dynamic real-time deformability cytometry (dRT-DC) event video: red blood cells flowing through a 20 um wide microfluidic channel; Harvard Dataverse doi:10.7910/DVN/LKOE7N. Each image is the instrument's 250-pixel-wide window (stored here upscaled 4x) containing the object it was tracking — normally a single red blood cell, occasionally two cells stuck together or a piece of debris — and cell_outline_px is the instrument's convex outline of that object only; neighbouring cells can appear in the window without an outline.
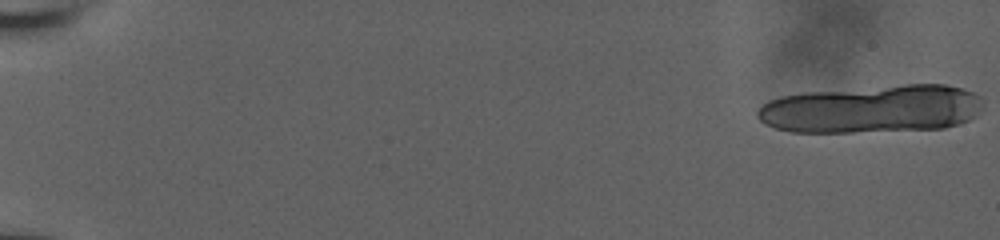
{"species": "human", "species_latin": "Homo sapiens", "temperature_condition": "room temperature", "stored_images_in_passage": 29, "camera_frame_rate_fps": 3000, "um_per_image_px": 0.085, "donor": {"sex": "male"}, "frame": {"image": 1, "passage_image": 1, "time_ms": 0.0, "image_size_px": [1000, 240], "cell_outline_px": [[984, 108], [968, 120], [960, 124], [944, 128], [852, 132], [792, 132], [776, 128], [764, 124], [756, 116], [756, 112], [768, 100], [780, 96], [808, 92], [904, 84], [944, 84], [964, 88], [980, 96], [984, 100]], "centroid_in_image_um": [74.16, 9.26], "position_along_channel_um": 10.8, "area_um2": 63.41}}
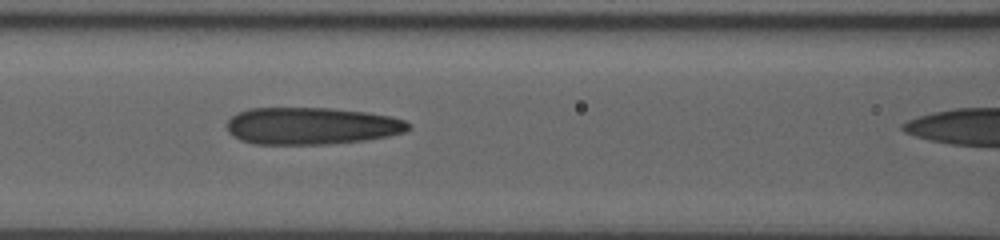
{"frame": {"image": 2, "passage_image": 25, "time_ms": 8.0, "image_size_px": [1000, 240], "cell_outline_px": [[412, 128], [404, 132], [388, 136], [368, 140], [328, 144], [256, 144], [240, 140], [232, 136], [228, 132], [228, 120], [236, 112], [248, 108], [332, 108], [368, 112], [388, 116], [404, 120], [412, 124]], "centroid_in_image_um": [26.48, 10.7], "position_along_channel_um": 140.1, "area_um2": 39.59}}
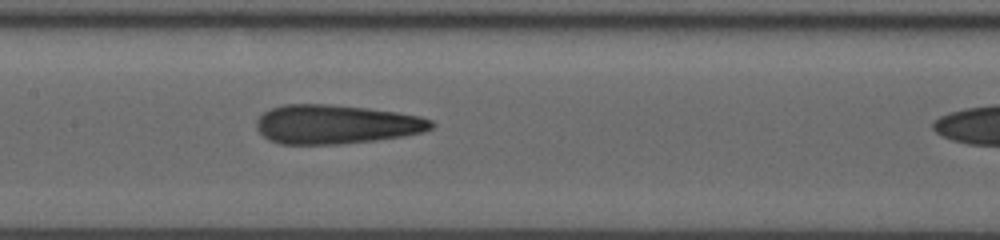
{"frame": {"image": 3, "passage_image": 28, "time_ms": 9.0, "image_size_px": [1000, 240], "cell_outline_px": [[436, 124], [432, 128], [424, 132], [376, 140], [340, 144], [280, 144], [268, 140], [256, 128], [256, 120], [264, 112], [272, 108], [284, 104], [328, 104], [368, 108], [396, 112], [420, 116], [432, 120]], "centroid_in_image_um": [28.56, 10.57], "position_along_channel_um": 178.8, "area_um2": 39.88}}